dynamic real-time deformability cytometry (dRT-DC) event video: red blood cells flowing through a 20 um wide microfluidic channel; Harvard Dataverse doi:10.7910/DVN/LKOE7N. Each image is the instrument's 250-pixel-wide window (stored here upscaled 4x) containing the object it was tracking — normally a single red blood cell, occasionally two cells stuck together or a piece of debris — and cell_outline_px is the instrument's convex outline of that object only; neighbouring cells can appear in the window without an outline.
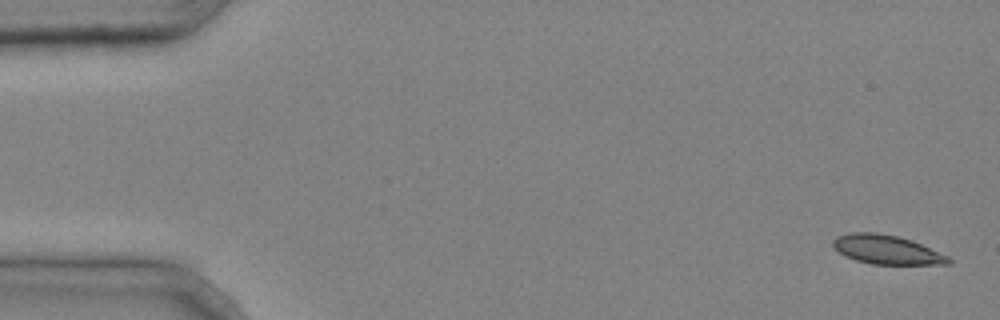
{"species": "common noctule bat (a hibernating species)", "species_latin": "Nyctalus noctula", "temperature_condition": "cold", "stored_images_in_passage": 5, "camera_frame_rate_fps": 3000, "um_per_image_px": 0.085, "animal": {"sex": "male", "body_mass_g": 20.4}, "frame": {"image": 1, "passage_image": 1, "time_ms": 0.0, "image_size_px": [1000, 320], "cell_outline_px": [[952, 264], [872, 264], [856, 260], [844, 256], [832, 244], [832, 240], [836, 236], [852, 232], [876, 232], [900, 236], [912, 240], [948, 256], [952, 260]], "centroid_in_image_um": [75.37, 21.21], "position_along_channel_um": 9.6, "area_um2": 19.59}}